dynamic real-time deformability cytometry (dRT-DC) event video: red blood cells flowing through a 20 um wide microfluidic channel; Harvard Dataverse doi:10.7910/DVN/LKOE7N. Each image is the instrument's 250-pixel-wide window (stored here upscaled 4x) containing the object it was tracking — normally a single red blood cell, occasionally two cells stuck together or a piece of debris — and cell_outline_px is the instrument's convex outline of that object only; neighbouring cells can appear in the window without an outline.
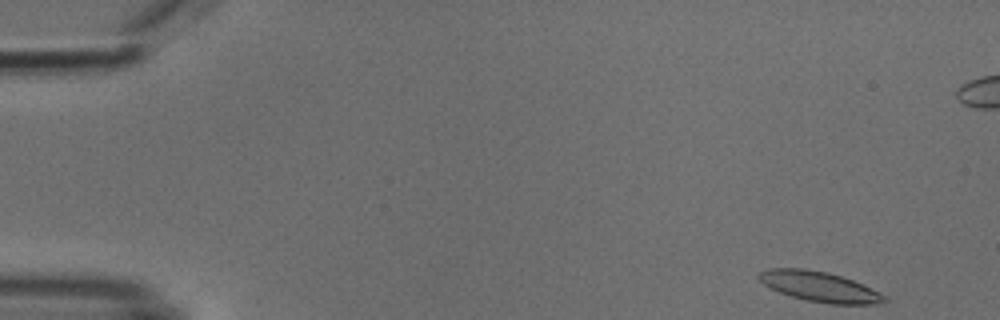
{"species": "common noctule bat (a hibernating species)", "species_latin": "Nyctalus noctula", "temperature_condition": "cold", "stored_images_in_passage": 51, "camera_frame_rate_fps": 3000, "um_per_image_px": 0.085, "animal": {"sex": "male", "body_mass_g": 18.8}, "frame": {"image": 1, "passage_image": 1, "time_ms": 0.0, "image_size_px": [1000, 320], "cell_outline_px": [[888, 300], [872, 304], [832, 304], [808, 300], [792, 296], [780, 292], [764, 284], [756, 276], [756, 272], [768, 268], [804, 268], [828, 272], [852, 280], [880, 292], [888, 296]], "centroid_in_image_um": [69.64, 24.35], "position_along_channel_um": 15.4, "area_um2": 21.91}}
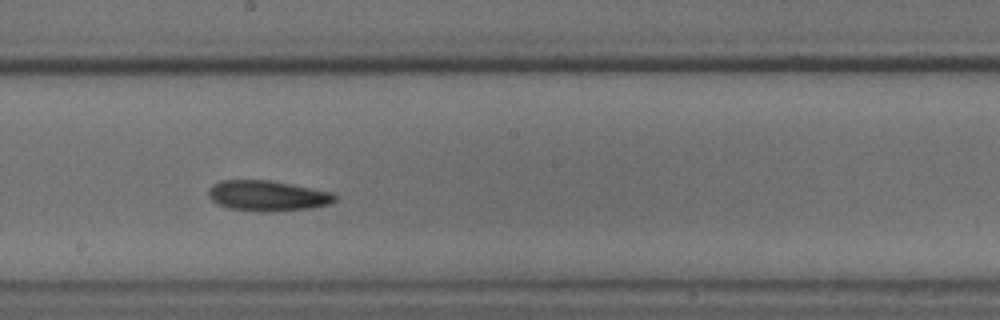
{"frame": {"image": 2, "passage_image": 27, "time_ms": 8.667, "image_size_px": [1000, 320], "cell_outline_px": [[336, 200], [328, 204], [312, 208], [276, 212], [256, 212], [228, 208], [216, 204], [208, 196], [208, 188], [212, 184], [220, 180], [272, 180], [332, 192], [336, 196]], "centroid_in_image_um": [22.7, 16.65], "position_along_channel_um": 225.5, "area_um2": 22.89}}
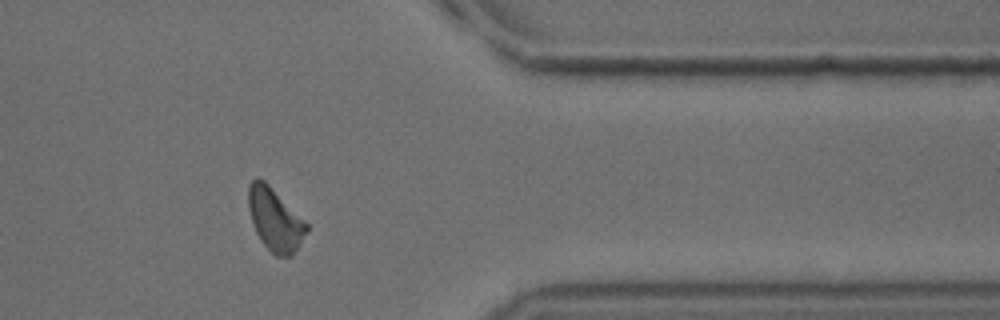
{"frame": {"image": 3, "passage_image": 41, "time_ms": 13.333, "image_size_px": [1000, 320], "cell_outline_px": [[308, 228], [300, 244], [292, 256], [276, 256], [260, 240], [252, 224], [248, 208], [248, 184], [256, 176], [264, 180], [308, 224]], "centroid_in_image_um": [23.34, 18.65], "position_along_channel_um": 388.1, "area_um2": 21.1}}